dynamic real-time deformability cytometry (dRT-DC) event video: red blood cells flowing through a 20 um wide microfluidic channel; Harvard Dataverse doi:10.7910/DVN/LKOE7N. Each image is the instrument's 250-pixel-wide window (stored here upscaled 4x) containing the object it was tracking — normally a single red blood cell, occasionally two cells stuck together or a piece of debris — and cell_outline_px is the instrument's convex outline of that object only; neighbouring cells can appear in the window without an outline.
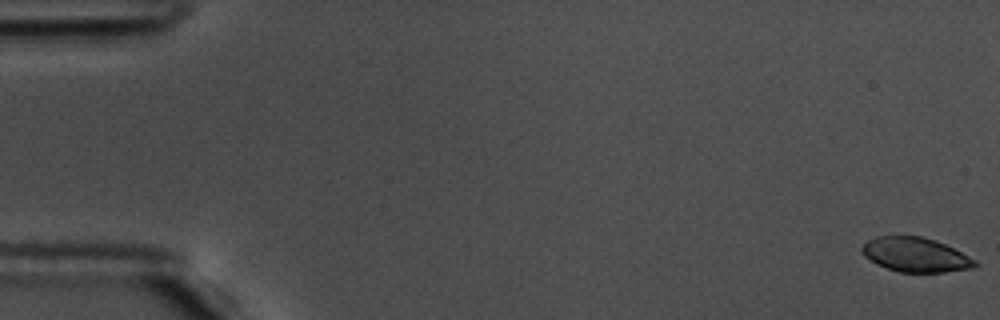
{"species": "common noctule bat (a hibernating species)", "species_latin": "Nyctalus noctula", "temperature_condition": "warm", "stored_images_in_passage": 14, "camera_frame_rate_fps": 3000, "um_per_image_px": 0.085, "animal": {"sex": "male", "body_mass_g": 17.5, "forearm_length_mm": 52.3}, "frame": {"image": 1, "passage_image": 1, "time_ms": 0.0, "image_size_px": [1000, 320], "cell_outline_px": [[980, 264], [972, 268], [944, 272], [900, 272], [876, 264], [864, 256], [860, 252], [860, 248], [868, 240], [876, 236], [892, 232], [896, 232], [920, 236], [936, 240], [976, 260]], "centroid_in_image_um": [77.75, 21.6], "position_along_channel_um": 7.3, "area_um2": 23.29}}